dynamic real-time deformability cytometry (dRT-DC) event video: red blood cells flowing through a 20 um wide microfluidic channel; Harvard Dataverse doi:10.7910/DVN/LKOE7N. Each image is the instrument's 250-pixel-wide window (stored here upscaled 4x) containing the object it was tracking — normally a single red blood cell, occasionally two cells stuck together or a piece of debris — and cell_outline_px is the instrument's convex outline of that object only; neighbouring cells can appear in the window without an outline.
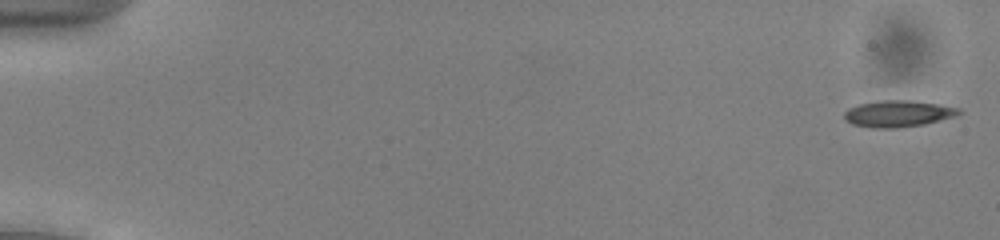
{"species": "common noctule bat (a hibernating species)", "species_latin": "Nyctalus noctula", "temperature_condition": "cold", "stored_images_in_passage": 53, "camera_frame_rate_fps": 3000, "um_per_image_px": 0.085, "animal": {"sex": "male", "body_mass_g": 13.0, "forearm_length_mm": 53.1}, "frame": {"image": 1, "passage_image": 2, "time_ms": 0.333, "image_size_px": [1000, 240], "cell_outline_px": [[960, 112], [952, 116], [940, 120], [924, 124], [896, 128], [872, 128], [852, 124], [844, 120], [844, 112], [848, 108], [860, 104], [880, 100], [904, 100], [936, 104], [960, 108]], "centroid_in_image_um": [76.25, 9.67], "position_along_channel_um": 8.7, "area_um2": 17.46}}
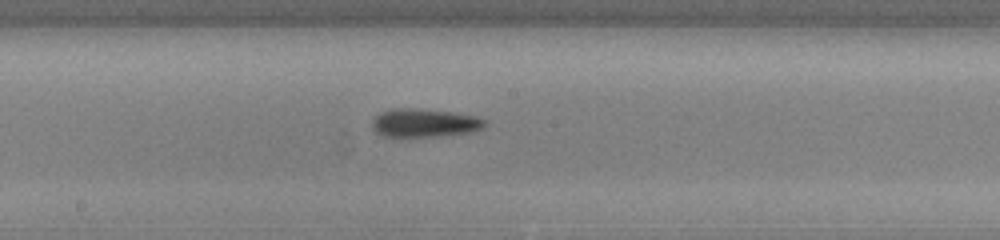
{"frame": {"image": 2, "passage_image": 30, "time_ms": 9.667, "image_size_px": [1000, 240], "cell_outline_px": [[488, 124], [476, 132], [440, 136], [384, 136], [376, 132], [372, 128], [372, 120], [380, 112], [392, 108], [416, 108], [452, 112], [476, 116], [484, 120]], "centroid_in_image_um": [36.1, 10.44], "position_along_channel_um": 212.1, "area_um2": 18.79}}
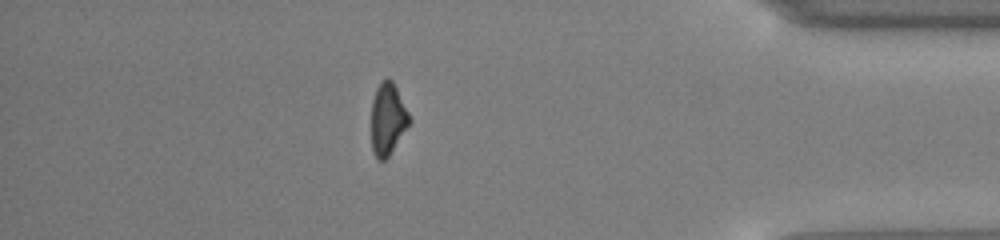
{"frame": {"image": 3, "passage_image": 47, "time_ms": 15.333, "image_size_px": [1000, 240], "cell_outline_px": [[412, 120], [388, 156], [384, 160], [380, 160], [372, 152], [372, 100], [376, 88], [380, 80], [388, 76], [392, 80]], "centroid_in_image_um": [32.95, 10.07], "position_along_channel_um": 402.3, "area_um2": 15.78}, "authors_computed_cell_mechanics": {"area_um2": 17.5712, "velocity_mm_per_s": 3.9623, "shape_relaxation_time_tau1_ms": 6.9719, "shape_relaxation_time_tau2_ms": null, "deformation_change_tau1": 0.1717, "deformation_change_tau2": null}}